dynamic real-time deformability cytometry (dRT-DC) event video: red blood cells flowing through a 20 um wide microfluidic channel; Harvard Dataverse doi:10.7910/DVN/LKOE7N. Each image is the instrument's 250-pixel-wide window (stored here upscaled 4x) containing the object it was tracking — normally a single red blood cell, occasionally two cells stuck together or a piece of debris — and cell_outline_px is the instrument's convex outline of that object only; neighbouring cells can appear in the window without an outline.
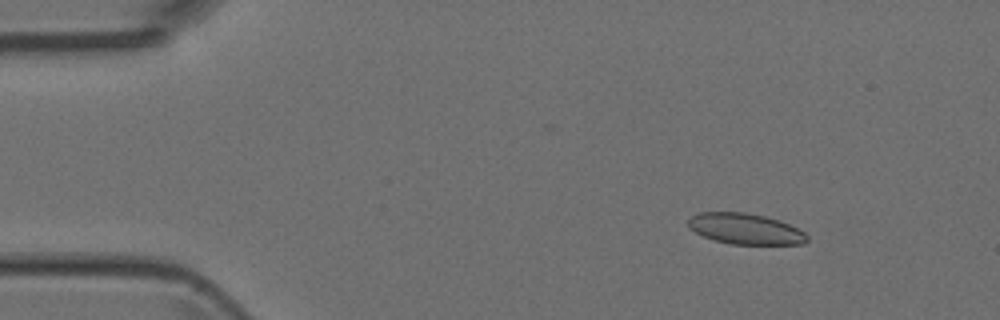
{"species": "Egyptian fruit bat (a non-hibernating species)", "species_latin": "Rousettus aegyptiacus", "temperature_condition": "room temperature", "stored_images_in_passage": 3, "camera_frame_rate_fps": 3000, "um_per_image_px": 0.085, "animal": {"sex": "female"}, "frame": {"image": 1, "passage_image": 1, "time_ms": 0.0, "image_size_px": [1000, 320], "cell_outline_px": [[808, 240], [804, 244], [728, 244], [704, 236], [688, 228], [688, 220], [692, 216], [700, 212], [744, 212], [764, 216], [780, 220], [804, 232], [808, 236]], "centroid_in_image_um": [63.35, 19.45], "position_along_channel_um": 21.6, "area_um2": 21.27}}
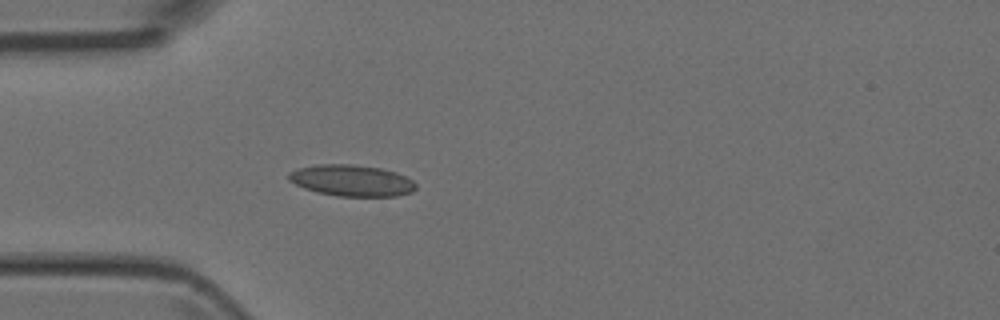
{"frame": {"image": 2, "passage_image": 3, "time_ms": 2.667, "image_size_px": [1000, 320], "cell_outline_px": [[416, 188], [412, 192], [396, 196], [336, 196], [316, 192], [304, 188], [288, 180], [288, 172], [300, 168], [316, 164], [352, 164], [380, 168], [396, 172], [412, 180], [416, 184]], "centroid_in_image_um": [29.88, 15.34], "position_along_channel_um": 55.1, "area_um2": 23.24}}